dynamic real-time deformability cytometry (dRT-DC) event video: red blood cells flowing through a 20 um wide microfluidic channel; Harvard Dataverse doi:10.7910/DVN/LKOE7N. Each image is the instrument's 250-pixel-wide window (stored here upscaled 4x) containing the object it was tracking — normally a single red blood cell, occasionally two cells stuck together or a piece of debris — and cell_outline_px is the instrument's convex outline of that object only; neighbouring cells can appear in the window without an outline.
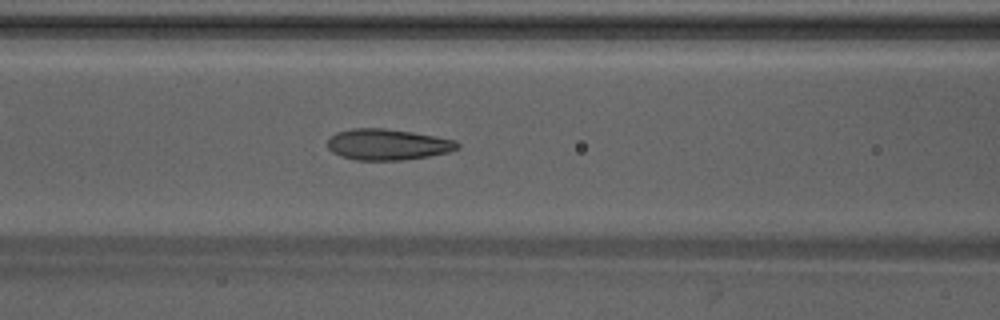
{"species": "Egyptian fruit bat (a non-hibernating species)", "species_latin": "Rousettus aegyptiacus", "temperature_condition": "warm", "stored_images_in_passage": 42, "camera_frame_rate_fps": 3000, "um_per_image_px": 0.085, "animal": {"sex": "male"}, "frame": {"image": 1, "passage_image": 13, "time_ms": 4.0, "image_size_px": [1000, 320], "cell_outline_px": [[460, 148], [452, 152], [404, 160], [356, 160], [340, 156], [332, 152], [328, 148], [328, 140], [336, 132], [352, 128], [384, 128], [412, 132], [436, 136], [456, 140], [460, 144]], "centroid_in_image_um": [32.98, 12.28], "position_along_channel_um": 133.6, "area_um2": 23.7}}
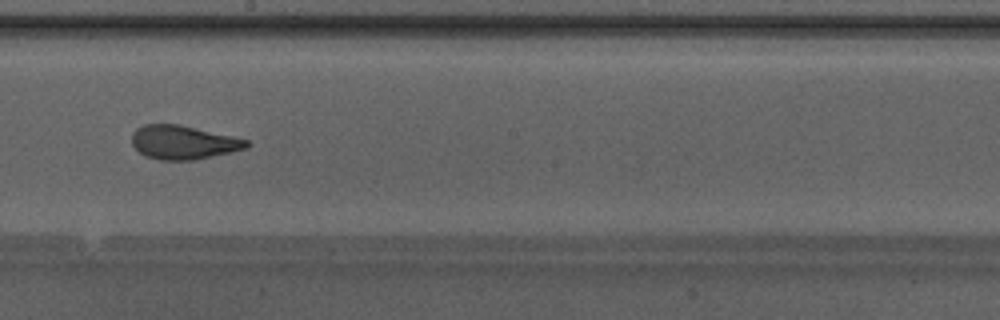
{"frame": {"image": 2, "passage_image": 20, "time_ms": 6.333, "image_size_px": [1000, 320], "cell_outline_px": [[252, 144], [248, 148], [232, 152], [196, 160], [160, 160], [144, 156], [132, 144], [132, 132], [136, 128], [144, 124], [180, 124], [232, 136], [248, 140]], "centroid_in_image_um": [15.6, 12.1], "position_along_channel_um": 232.6, "area_um2": 22.83}}
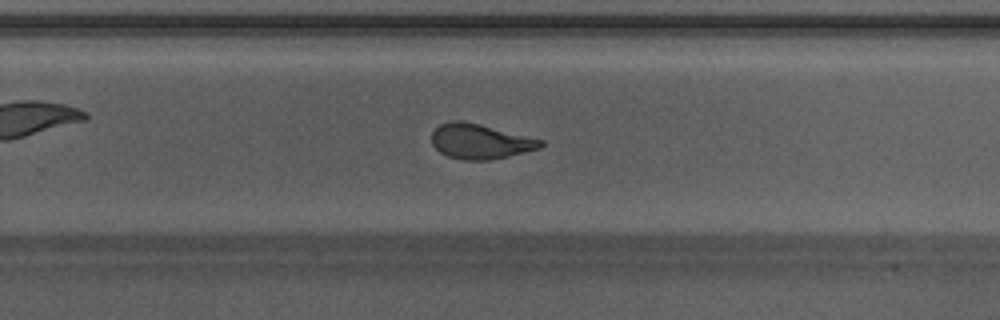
{"frame": {"image": 3, "passage_image": 24, "time_ms": 7.667, "image_size_px": [1000, 320], "cell_outline_px": [[544, 144], [540, 148], [492, 160], [464, 160], [448, 156], [440, 152], [432, 144], [432, 132], [440, 124], [452, 120], [460, 120], [544, 140]], "centroid_in_image_um": [40.8, 12.03], "position_along_channel_um": 289.0, "area_um2": 21.91}}